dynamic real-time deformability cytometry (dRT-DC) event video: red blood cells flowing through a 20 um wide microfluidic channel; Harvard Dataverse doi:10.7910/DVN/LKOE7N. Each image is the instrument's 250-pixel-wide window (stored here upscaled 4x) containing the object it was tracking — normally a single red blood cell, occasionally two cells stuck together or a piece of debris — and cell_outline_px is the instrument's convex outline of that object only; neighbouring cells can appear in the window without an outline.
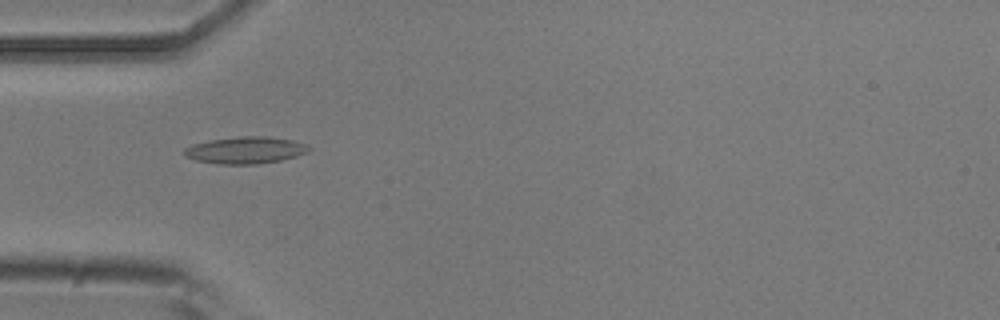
{"species": "common noctule bat (a hibernating species)", "species_latin": "Nyctalus noctula", "temperature_condition": "room temperature", "stored_images_in_passage": 3, "camera_frame_rate_fps": 3000, "um_per_image_px": 0.085, "animal": {"sex": "male", "body_mass_g": 20.5, "forearm_length_mm": 52.5}, "frame": {"image": 1, "passage_image": 1, "time_ms": 0.0, "image_size_px": [1000, 320], "cell_outline_px": [[312, 148], [308, 152], [296, 156], [280, 160], [256, 164], [216, 164], [196, 160], [184, 156], [184, 148], [192, 144], [208, 140], [240, 136], [268, 136], [292, 140], [304, 144]], "centroid_in_image_um": [20.83, 12.76], "position_along_channel_um": 64.2, "area_um2": 19.59}}
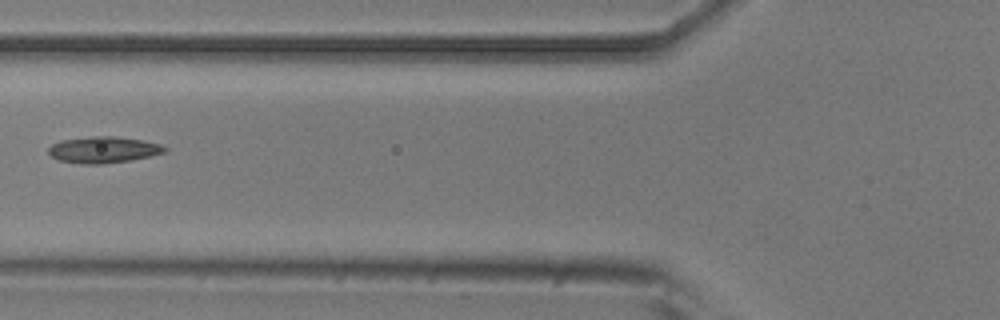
{"frame": {"image": 2, "passage_image": 2, "time_ms": 1.333, "image_size_px": [1000, 320], "cell_outline_px": [[168, 148], [164, 152], [152, 156], [132, 160], [100, 164], [80, 164], [60, 160], [52, 156], [48, 152], [48, 148], [52, 144], [60, 140], [92, 136], [116, 136], [140, 140], [160, 144]], "centroid_in_image_um": [8.79, 12.73], "position_along_channel_um": 117.0, "area_um2": 17.86}}
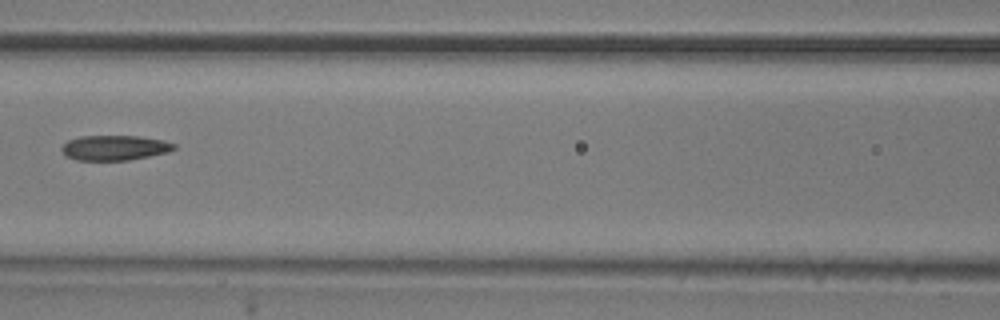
{"frame": {"image": 3, "passage_image": 3, "time_ms": 2.333, "image_size_px": [1000, 320], "cell_outline_px": [[176, 148], [168, 152], [128, 160], [76, 160], [64, 156], [60, 148], [68, 140], [80, 136], [136, 136], [164, 140], [176, 144]], "centroid_in_image_um": [9.71, 12.56], "position_along_channel_um": 156.9, "area_um2": 16.42}}